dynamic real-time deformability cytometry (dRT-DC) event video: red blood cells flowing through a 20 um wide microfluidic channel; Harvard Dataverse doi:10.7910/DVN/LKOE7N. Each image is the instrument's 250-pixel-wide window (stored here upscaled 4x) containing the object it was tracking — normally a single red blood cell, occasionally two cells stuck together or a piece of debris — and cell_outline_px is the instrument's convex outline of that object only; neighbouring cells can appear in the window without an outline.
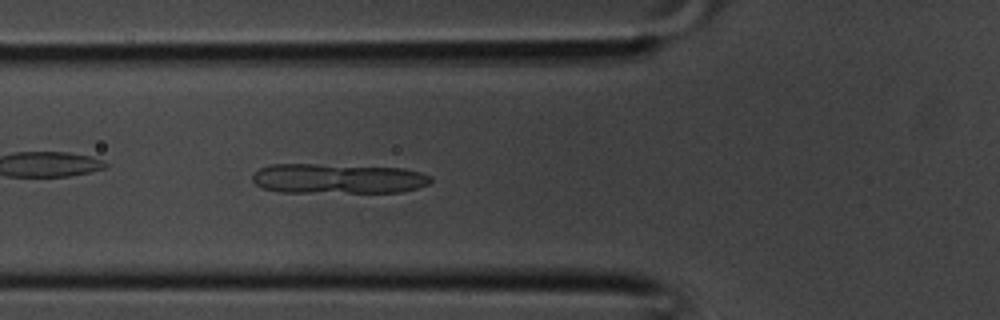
{"species": "common noctule bat (a hibernating species)", "species_latin": "Nyctalus noctula", "temperature_condition": "room temperature", "stored_images_in_passage": 29, "camera_frame_rate_fps": 3000, "um_per_image_px": 0.085, "animal": {"sex": "male", "body_mass_g": 20.1, "forearm_length_mm": 53.5}, "frame": {"image": 1, "passage_image": 4, "time_ms": 1.0, "image_size_px": [1000, 320], "cell_outline_px": [[432, 180], [428, 184], [416, 188], [400, 192], [280, 192], [264, 188], [256, 184], [252, 180], [252, 176], [260, 168], [272, 164], [316, 164], [404, 168], [420, 172], [432, 176]], "centroid_in_image_um": [28.73, 15.18], "position_along_channel_um": 97.1, "area_um2": 31.04}}
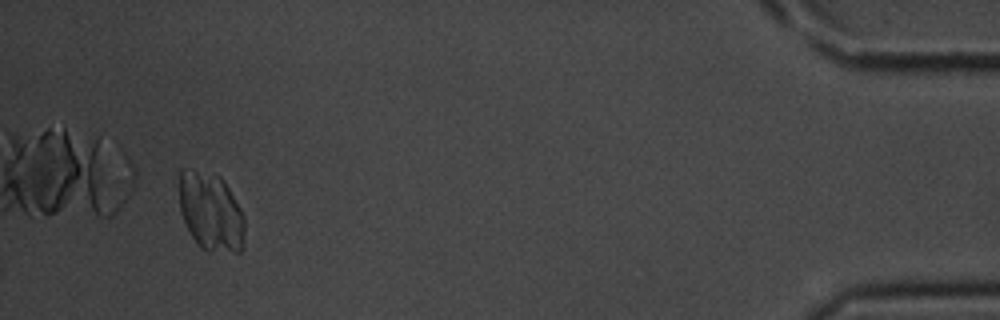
{"frame": {"image": 2, "passage_image": 26, "time_ms": 8.333, "image_size_px": [1000, 320], "cell_outline_px": [[244, 248], [240, 252], [208, 252], [200, 248], [192, 236], [180, 212], [180, 172], [184, 168], [220, 176], [224, 180], [240, 208], [244, 216]], "centroid_in_image_um": [17.95, 18.04], "position_along_channel_um": 417.3, "area_um2": 30.0}}